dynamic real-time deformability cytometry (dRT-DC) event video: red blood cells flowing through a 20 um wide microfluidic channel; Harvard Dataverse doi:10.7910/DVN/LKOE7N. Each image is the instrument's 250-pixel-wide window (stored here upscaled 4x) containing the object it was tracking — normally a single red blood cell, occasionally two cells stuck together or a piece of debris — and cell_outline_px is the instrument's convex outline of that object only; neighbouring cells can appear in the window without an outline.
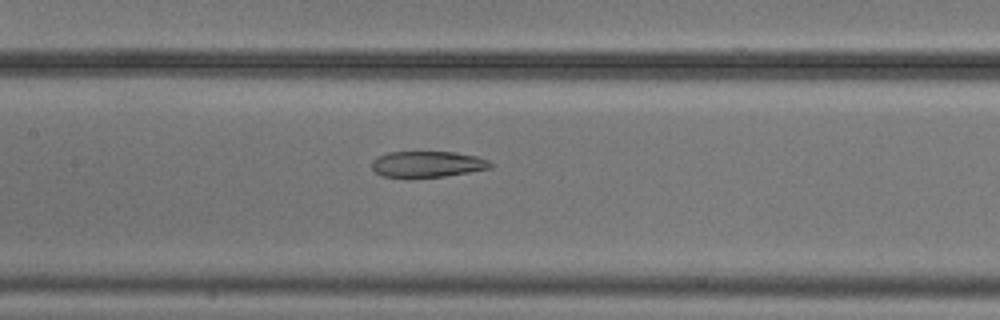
{"species": "common noctule bat (a hibernating species)", "species_latin": "Nyctalus noctula", "temperature_condition": "cold", "stored_images_in_passage": 30, "camera_frame_rate_fps": 3000, "um_per_image_px": 0.085, "animal": {"sex": "male", "body_mass_g": 20.5, "forearm_length_mm": 52.5}, "frame": {"image": 1, "passage_image": 25, "time_ms": 8.0, "image_size_px": [1000, 320], "cell_outline_px": [[492, 168], [444, 176], [384, 176], [376, 172], [372, 168], [372, 160], [376, 156], [388, 152], [456, 152], [476, 156], [488, 160], [492, 164]], "centroid_in_image_um": [36.34, 13.93], "position_along_channel_um": 171.1, "area_um2": 17.69}}
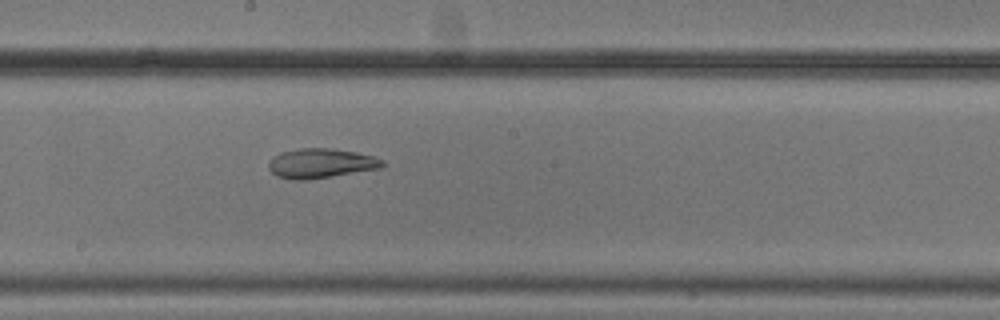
{"frame": {"image": 2, "passage_image": 29, "time_ms": 9.333, "image_size_px": [1000, 320], "cell_outline_px": [[384, 164], [380, 168], [308, 180], [296, 180], [276, 176], [268, 168], [268, 164], [272, 156], [280, 152], [300, 148], [332, 148], [356, 152], [372, 156], [384, 160]], "centroid_in_image_um": [27.23, 13.87], "position_along_channel_um": 221.0, "area_um2": 19.65}}